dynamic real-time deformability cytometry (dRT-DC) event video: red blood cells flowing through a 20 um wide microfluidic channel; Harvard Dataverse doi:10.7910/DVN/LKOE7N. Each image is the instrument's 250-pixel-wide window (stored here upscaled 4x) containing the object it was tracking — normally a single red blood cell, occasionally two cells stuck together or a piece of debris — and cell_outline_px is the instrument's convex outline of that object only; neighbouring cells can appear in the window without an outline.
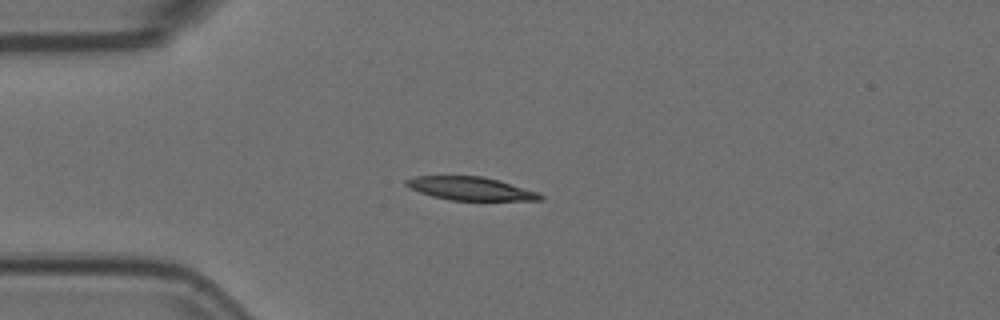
{"species": "Egyptian fruit bat (a non-hibernating species)", "species_latin": "Rousettus aegyptiacus", "temperature_condition": "room temperature", "stored_images_in_passage": 10, "camera_frame_rate_fps": 3000, "um_per_image_px": 0.085, "animal": {"sex": "female"}, "frame": {"image": 1, "passage_image": 3, "time_ms": 0.667, "image_size_px": [1000, 320], "cell_outline_px": [[544, 200], [448, 200], [432, 196], [420, 192], [404, 184], [404, 180], [416, 176], [484, 176], [540, 192], [544, 196]], "centroid_in_image_um": [40.03, 16.03], "position_along_channel_um": 45.0, "area_um2": 18.21}}
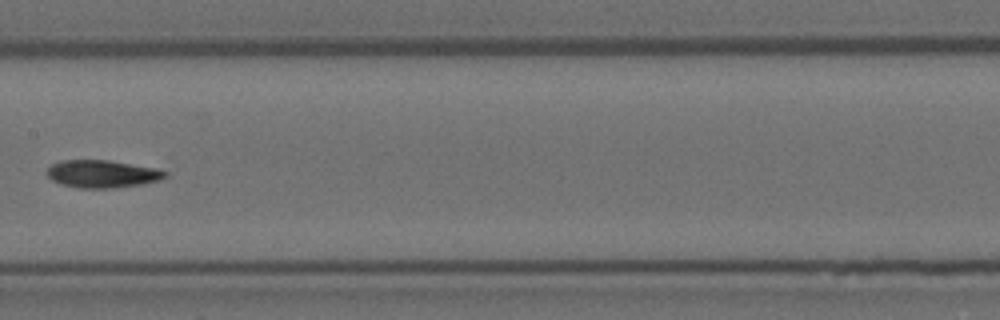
{"frame": {"image": 2, "passage_image": 7, "time_ms": 2.0, "image_size_px": [1000, 320], "cell_outline_px": [[168, 176], [160, 180], [144, 184], [112, 188], [76, 188], [60, 184], [52, 180], [44, 172], [52, 164], [60, 160], [108, 160], [156, 168], [168, 172]], "centroid_in_image_um": [8.68, 14.78], "position_along_channel_um": 198.7, "area_um2": 19.25}}
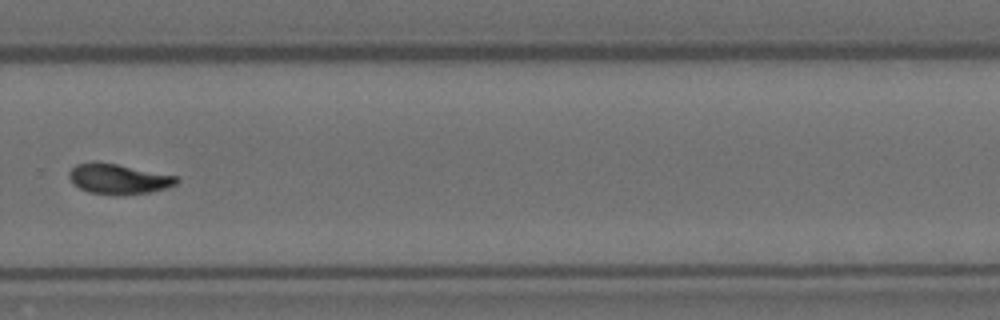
{"frame": {"image": 3, "passage_image": 10, "time_ms": 3.0, "image_size_px": [1000, 320], "cell_outline_px": [[180, 180], [176, 184], [168, 188], [148, 192], [88, 192], [72, 184], [68, 176], [68, 172], [76, 164], [96, 160], [176, 176]], "centroid_in_image_um": [10.02, 15.15], "position_along_channel_um": 319.8, "area_um2": 18.26}}